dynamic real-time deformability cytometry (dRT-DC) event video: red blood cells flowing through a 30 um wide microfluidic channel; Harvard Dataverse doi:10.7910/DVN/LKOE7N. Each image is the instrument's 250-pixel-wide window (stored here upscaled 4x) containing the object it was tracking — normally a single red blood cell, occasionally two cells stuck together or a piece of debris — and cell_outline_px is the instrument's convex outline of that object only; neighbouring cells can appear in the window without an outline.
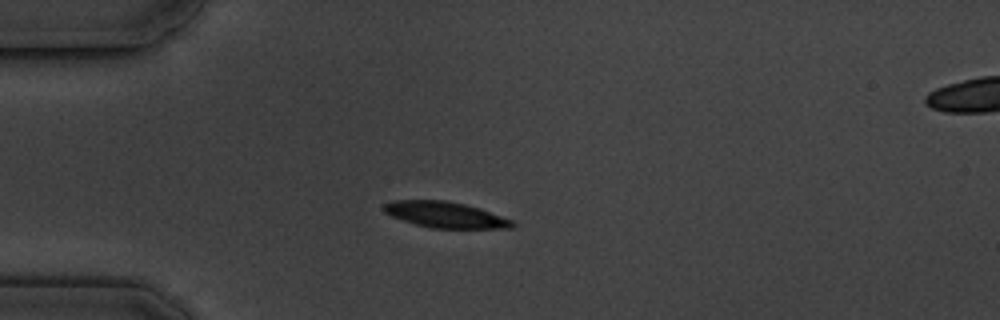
{"species": "common noctule bat (a hibernating species)", "species_latin": "Nyctalus noctula", "temperature_condition": "cold", "stored_images_in_passage": 10, "camera_frame_rate_fps": 3000, "um_per_image_px": 0.085, "animal": {"sex": "male", "body_mass_g": 19.5, "forearm_length_mm": 54.6}, "frame": {"image": 1, "passage_image": 4, "time_ms": 4.333, "image_size_px": [1000, 320], "cell_outline_px": [[516, 224], [512, 228], [432, 228], [416, 224], [392, 216], [384, 212], [380, 208], [384, 204], [392, 200], [444, 200], [464, 204], [480, 208], [512, 220]], "centroid_in_image_um": [37.83, 18.24], "position_along_channel_um": 47.2, "area_um2": 19.36}}